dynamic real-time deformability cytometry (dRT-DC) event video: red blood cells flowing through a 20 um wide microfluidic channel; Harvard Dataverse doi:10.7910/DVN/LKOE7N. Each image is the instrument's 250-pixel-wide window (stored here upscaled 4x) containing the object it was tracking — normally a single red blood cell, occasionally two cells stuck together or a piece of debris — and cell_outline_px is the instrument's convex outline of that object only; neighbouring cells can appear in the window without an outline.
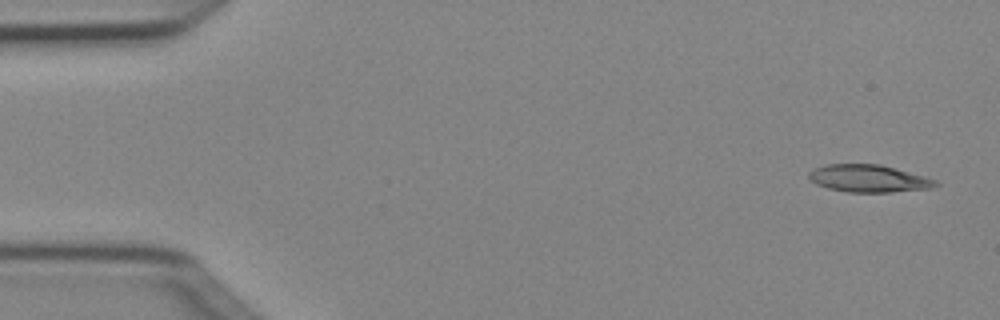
{"species": "Egyptian fruit bat (a non-hibernating species)", "species_latin": "Rousettus aegyptiacus", "temperature_condition": "cold", "stored_images_in_passage": 4, "camera_frame_rate_fps": 3000, "um_per_image_px": 0.085, "animal": {"sex": "female"}, "frame": {"image": 1, "passage_image": 1, "time_ms": 0.0, "image_size_px": [1000, 320], "cell_outline_px": [[940, 184], [932, 188], [892, 192], [848, 192], [828, 188], [816, 184], [808, 176], [808, 172], [812, 168], [828, 164], [880, 164], [924, 176], [936, 180]], "centroid_in_image_um": [73.83, 15.17], "position_along_channel_um": 11.2, "area_um2": 20.23}}
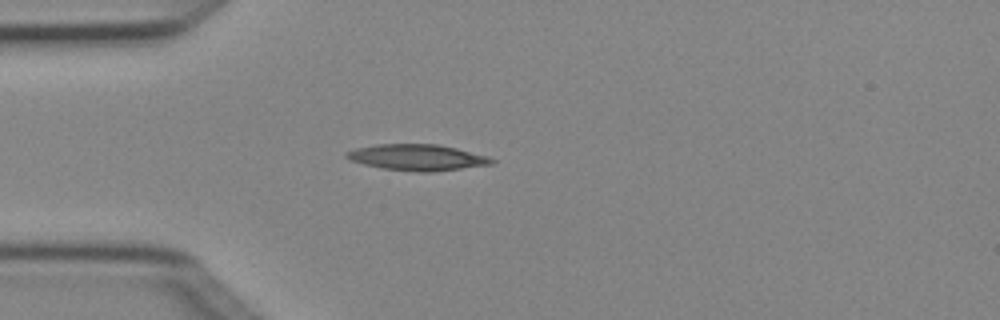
{"frame": {"image": 2, "passage_image": 4, "time_ms": 1.0, "image_size_px": [1000, 320], "cell_outline_px": [[496, 160], [492, 164], [432, 172], [420, 172], [380, 168], [364, 164], [352, 160], [344, 156], [344, 152], [356, 148], [376, 144], [440, 144], [488, 156]], "centroid_in_image_um": [35.46, 13.37], "position_along_channel_um": 49.5, "area_um2": 22.08}}